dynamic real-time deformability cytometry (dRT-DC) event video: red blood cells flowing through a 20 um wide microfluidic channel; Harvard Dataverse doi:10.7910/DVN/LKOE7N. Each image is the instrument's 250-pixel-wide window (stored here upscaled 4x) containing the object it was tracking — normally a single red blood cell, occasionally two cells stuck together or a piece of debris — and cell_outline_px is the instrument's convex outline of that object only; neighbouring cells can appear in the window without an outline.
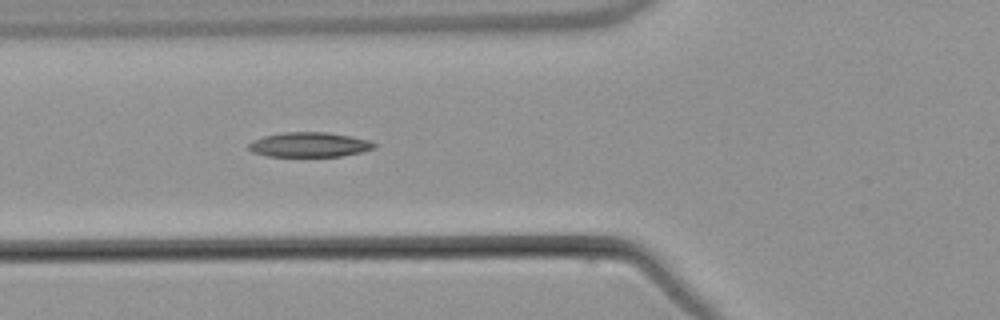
{"species": "common noctule bat (a hibernating species)", "species_latin": "Nyctalus noctula", "temperature_condition": "warm", "stored_images_in_passage": 4, "camera_frame_rate_fps": 3000, "um_per_image_px": 0.085, "animal": {"sex": "male", "body_mass_g": 21.5, "forearm_length_mm": 52.0}, "frame": {"image": 1, "passage_image": 4, "time_ms": 3.667, "image_size_px": [1000, 320], "cell_outline_px": [[376, 148], [360, 152], [340, 156], [268, 156], [252, 152], [248, 148], [248, 144], [252, 140], [264, 136], [284, 132], [324, 132], [352, 136], [368, 140], [376, 144]], "centroid_in_image_um": [26.28, 12.29], "position_along_channel_um": 99.5, "area_um2": 18.03}}